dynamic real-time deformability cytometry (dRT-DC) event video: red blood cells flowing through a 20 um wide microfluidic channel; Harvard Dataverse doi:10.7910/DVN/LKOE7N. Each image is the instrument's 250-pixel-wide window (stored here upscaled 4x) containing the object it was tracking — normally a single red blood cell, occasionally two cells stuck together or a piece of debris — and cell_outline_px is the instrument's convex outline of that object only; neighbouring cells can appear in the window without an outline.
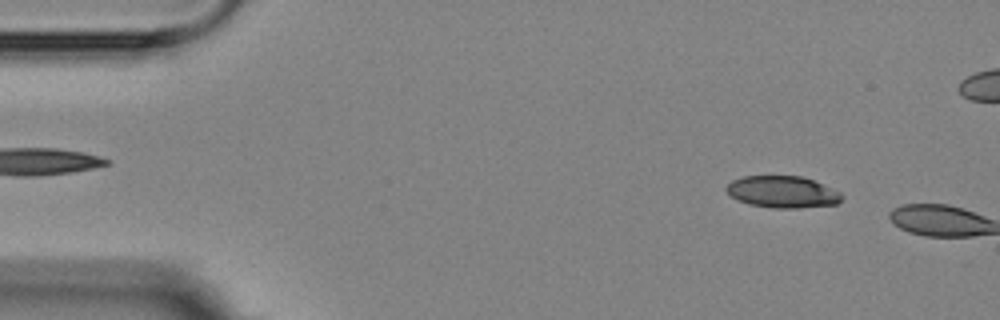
{"species": "Egyptian fruit bat (a non-hibernating species)", "species_latin": "Rousettus aegyptiacus", "temperature_condition": "room temperature", "stored_images_in_passage": 2, "camera_frame_rate_fps": 3000, "um_per_image_px": 0.085, "animal": {"sex": "female"}, "frame": {"image": 1, "passage_image": 1, "time_ms": 0.0, "image_size_px": [1000, 320], "cell_outline_px": [[844, 196], [836, 204], [796, 208], [776, 208], [748, 204], [732, 196], [724, 188], [732, 180], [744, 176], [800, 176], [812, 180], [832, 188], [840, 192]], "centroid_in_image_um": [66.51, 16.31], "position_along_channel_um": 18.5, "area_um2": 21.15}}